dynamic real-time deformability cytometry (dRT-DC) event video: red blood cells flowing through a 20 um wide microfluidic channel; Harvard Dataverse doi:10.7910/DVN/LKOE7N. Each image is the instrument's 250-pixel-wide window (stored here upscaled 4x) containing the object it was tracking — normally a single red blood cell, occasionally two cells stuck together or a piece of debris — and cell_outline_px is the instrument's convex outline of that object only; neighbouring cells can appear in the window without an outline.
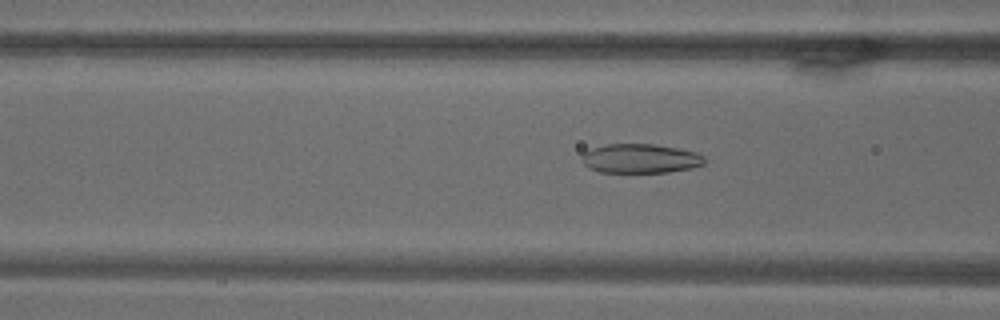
{"species": "common noctule bat (a hibernating species)", "species_latin": "Nyctalus noctula", "temperature_condition": "warm", "stored_images_in_passage": 60, "camera_frame_rate_fps": 3000, "um_per_image_px": 0.085, "animal": {"sex": "male", "body_mass_g": 18.8}, "frame": {"image": 1, "passage_image": 18, "time_ms": 5.667, "image_size_px": [1000, 320], "cell_outline_px": [[708, 160], [704, 164], [692, 168], [668, 172], [600, 172], [588, 168], [584, 164], [584, 152], [592, 148], [608, 144], [652, 144], [676, 148], [696, 152], [704, 156]], "centroid_in_image_um": [54.48, 13.48], "position_along_channel_um": 112.1, "area_um2": 20.81}}
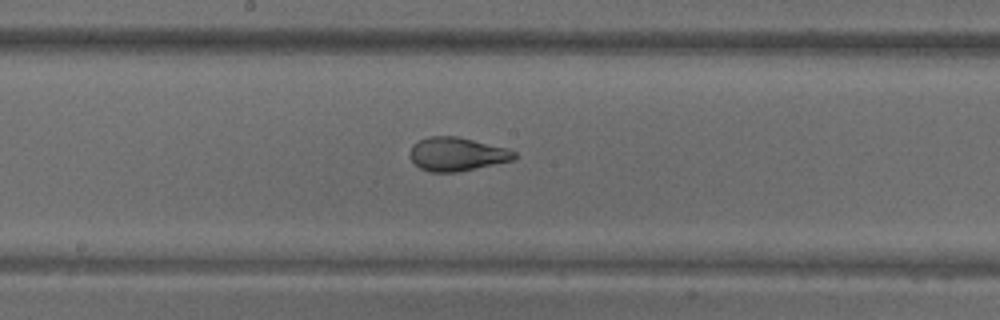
{"frame": {"image": 2, "passage_image": 28, "time_ms": 9.0, "image_size_px": [1000, 320], "cell_outline_px": [[516, 156], [512, 160], [456, 172], [428, 172], [420, 168], [408, 156], [412, 144], [428, 136], [456, 136], [508, 148], [516, 152]], "centroid_in_image_um": [38.8, 13.09], "position_along_channel_um": 209.4, "area_um2": 20.35}}
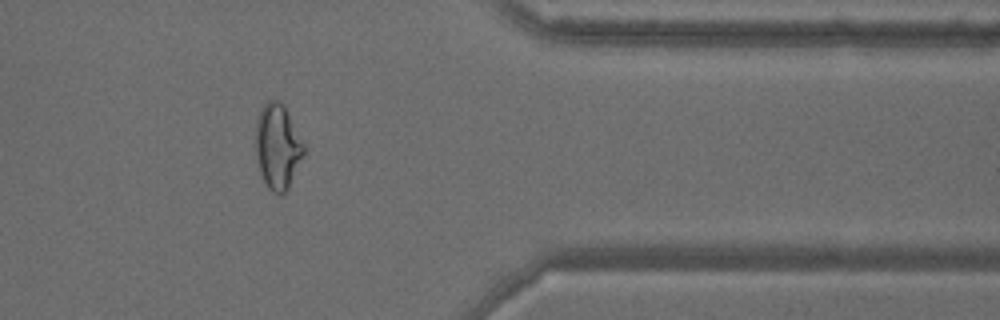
{"frame": {"image": 3, "passage_image": 48, "time_ms": 15.667, "image_size_px": [1000, 320], "cell_outline_px": [[304, 152], [288, 188], [284, 192], [272, 192], [268, 188], [260, 172], [256, 160], [256, 120], [260, 108], [268, 100], [276, 100], [284, 104], [304, 144]], "centroid_in_image_um": [23.57, 12.41], "position_along_channel_um": 387.8, "area_um2": 23.58}}